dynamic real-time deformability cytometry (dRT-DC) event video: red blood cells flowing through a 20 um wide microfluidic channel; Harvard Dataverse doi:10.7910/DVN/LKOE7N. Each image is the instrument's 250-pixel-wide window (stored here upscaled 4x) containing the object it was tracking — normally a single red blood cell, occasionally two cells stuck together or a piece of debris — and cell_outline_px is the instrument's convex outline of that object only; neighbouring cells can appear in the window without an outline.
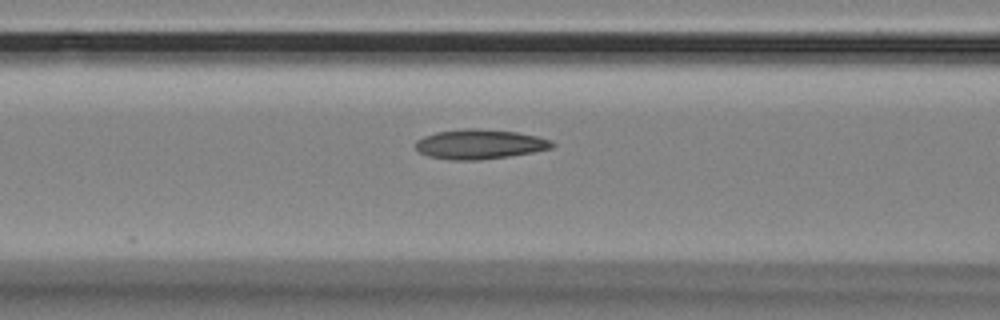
{"species": "Egyptian fruit bat (a non-hibernating species)", "species_latin": "Rousettus aegyptiacus", "temperature_condition": "room temperature", "stored_images_in_passage": 15, "camera_frame_rate_fps": 3000, "um_per_image_px": 0.085, "animal": {"sex": "female"}, "frame": {"image": 1, "passage_image": 13, "time_ms": 4.0, "image_size_px": [1000, 320], "cell_outline_px": [[556, 144], [552, 148], [532, 152], [508, 156], [480, 160], [452, 160], [428, 156], [420, 152], [416, 148], [416, 140], [424, 136], [436, 132], [464, 128], [476, 128], [516, 132], [536, 136], [552, 140]], "centroid_in_image_um": [40.77, 12.25], "position_along_channel_um": 125.8, "area_um2": 23.58}}